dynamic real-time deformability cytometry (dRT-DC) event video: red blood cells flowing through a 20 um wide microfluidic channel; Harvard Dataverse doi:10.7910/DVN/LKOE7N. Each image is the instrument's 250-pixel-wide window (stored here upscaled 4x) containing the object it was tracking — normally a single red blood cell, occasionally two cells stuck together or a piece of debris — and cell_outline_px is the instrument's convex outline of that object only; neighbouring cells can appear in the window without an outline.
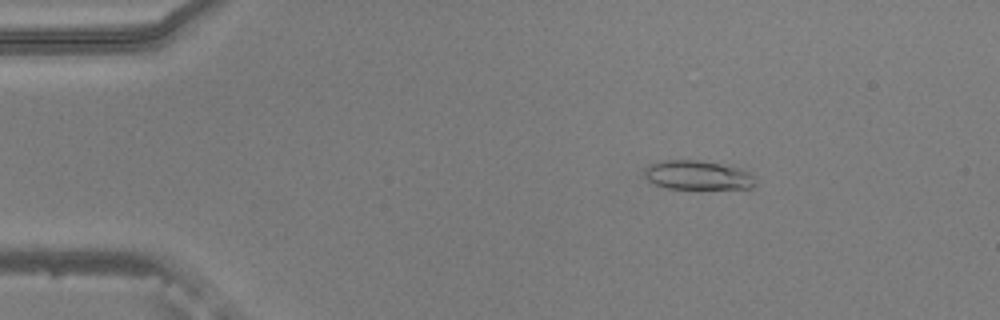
{"species": "common noctule bat (a hibernating species)", "species_latin": "Nyctalus noctula", "temperature_condition": "warm", "stored_images_in_passage": 25, "camera_frame_rate_fps": 3000, "um_per_image_px": 0.085, "animal": {"sex": "male", "body_mass_g": 20.5, "forearm_length_mm": 52.5}, "frame": {"image": 1, "passage_image": 4, "time_ms": 1.0, "image_size_px": [1000, 320], "cell_outline_px": [[756, 184], [752, 188], [668, 188], [652, 184], [644, 176], [644, 168], [648, 164], [660, 160], [696, 160], [744, 168], [752, 176]], "centroid_in_image_um": [59.25, 14.88], "position_along_channel_um": 25.7, "area_um2": 18.9}}
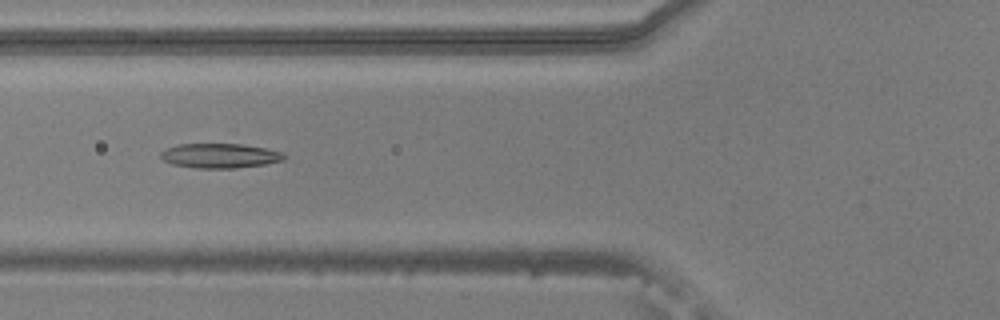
{"frame": {"image": 2, "passage_image": 16, "time_ms": 5.0, "image_size_px": [1000, 320], "cell_outline_px": [[288, 156], [284, 160], [264, 164], [236, 168], [196, 168], [172, 164], [164, 160], [160, 156], [160, 152], [176, 144], [244, 144], [284, 152]], "centroid_in_image_um": [18.72, 13.23], "position_along_channel_um": 107.1, "area_um2": 17.74}}
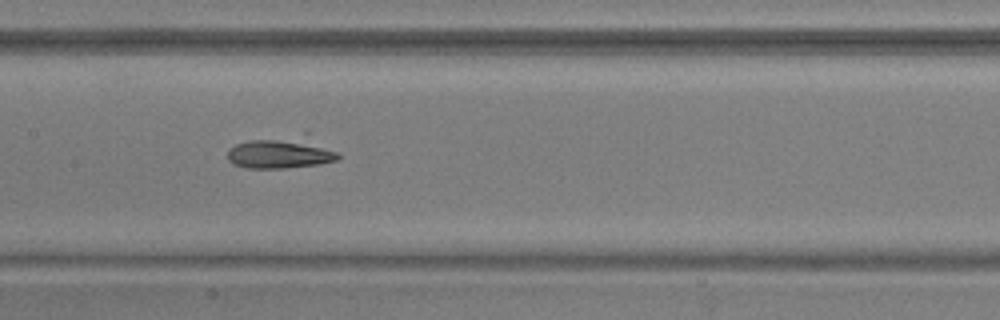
{"frame": {"image": 3, "passage_image": 22, "time_ms": 7.0, "image_size_px": [1000, 320], "cell_outline_px": [[340, 156], [336, 160], [320, 164], [284, 168], [248, 168], [232, 164], [228, 160], [228, 148], [236, 144], [252, 140], [304, 132], [308, 132], [340, 152]], "centroid_in_image_um": [24.01, 12.92], "position_along_channel_um": 183.4, "area_um2": 21.44}}